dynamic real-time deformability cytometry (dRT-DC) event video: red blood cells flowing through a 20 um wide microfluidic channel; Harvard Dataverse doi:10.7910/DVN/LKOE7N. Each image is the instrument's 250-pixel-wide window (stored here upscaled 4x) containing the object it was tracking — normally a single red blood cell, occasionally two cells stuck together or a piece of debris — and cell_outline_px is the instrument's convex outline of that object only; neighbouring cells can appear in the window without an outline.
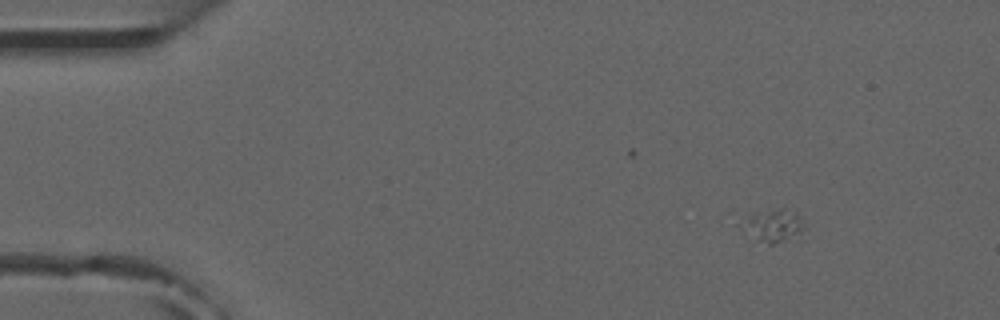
{"species": "common noctule bat (a hibernating species)", "species_latin": "Nyctalus noctula", "temperature_condition": "room temperature", "stored_images_in_passage": 6, "camera_frame_rate_fps": 3000, "um_per_image_px": 0.085, "animal": {"sex": "male", "forearm_length_mm": 52.5}, "frame": {"image": 1, "passage_image": 1, "time_ms": 0.0, "image_size_px": [1000, 320], "cell_outline_px": [[804, 240], [772, 244], [768, 244], [756, 240], [740, 228], [736, 224], [748, 216], [780, 208], [784, 208], [796, 212], [800, 216], [804, 224]], "centroid_in_image_um": [65.82, 19.25], "position_along_channel_um": 19.2, "area_um2": 12.72}}
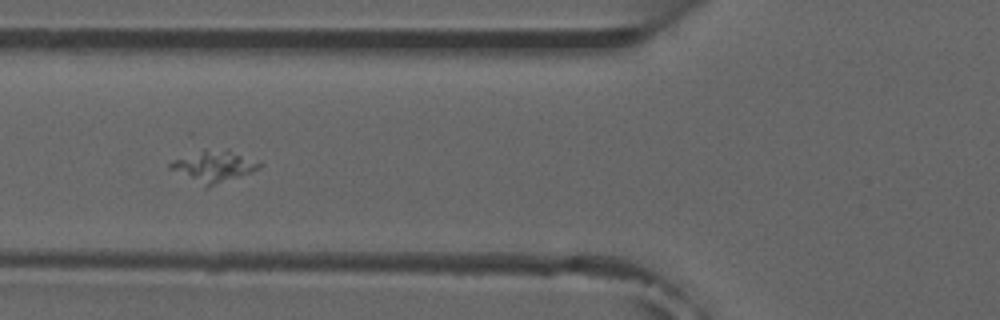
{"frame": {"image": 2, "passage_image": 5, "time_ms": 4.667, "image_size_px": [1000, 320], "cell_outline_px": [[264, 164], [260, 168], [252, 172], [208, 188], [204, 188], [168, 168], [168, 164], [172, 160], [204, 148], [228, 148], [260, 160]], "centroid_in_image_um": [18.2, 14.11], "position_along_channel_um": 107.6, "area_um2": 17.34}}
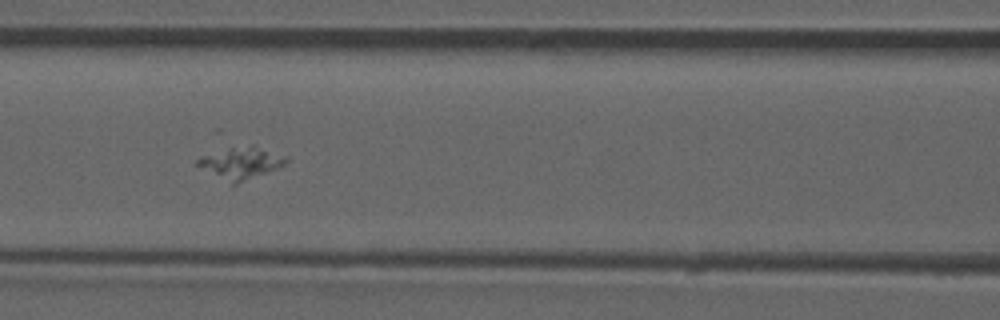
{"frame": {"image": 3, "passage_image": 6, "time_ms": 5.667, "image_size_px": [1000, 320], "cell_outline_px": [[288, 160], [284, 164], [276, 168], [236, 184], [232, 184], [192, 164], [200, 156], [228, 148], [252, 144], [288, 156]], "centroid_in_image_um": [20.45, 13.83], "position_along_channel_um": 146.2, "area_um2": 16.42}}